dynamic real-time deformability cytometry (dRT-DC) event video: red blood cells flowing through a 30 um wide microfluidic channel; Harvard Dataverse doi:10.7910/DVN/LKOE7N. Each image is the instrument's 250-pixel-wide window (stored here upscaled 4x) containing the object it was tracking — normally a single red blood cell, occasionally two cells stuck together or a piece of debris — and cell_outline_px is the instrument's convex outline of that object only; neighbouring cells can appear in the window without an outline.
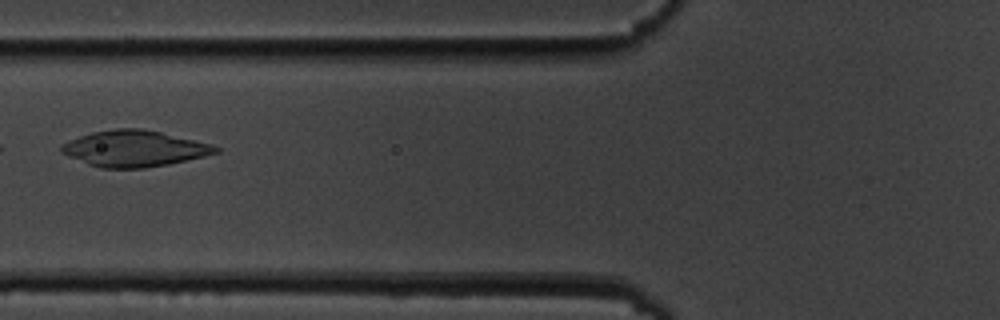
{"species": "common noctule bat (a hibernating species)", "species_latin": "Nyctalus noctula", "temperature_condition": "cold", "stored_images_in_passage": 6, "camera_frame_rate_fps": 3000, "um_per_image_px": 0.085, "animal": {"sex": "male", "body_mass_g": 19.5, "forearm_length_mm": 54.6}, "frame": {"image": 1, "passage_image": 6, "time_ms": 6.667, "image_size_px": [1000, 320], "cell_outline_px": [[220, 152], [204, 156], [168, 164], [144, 168], [100, 168], [88, 164], [68, 156], [60, 152], [60, 144], [68, 140], [92, 132], [116, 128], [140, 128], [160, 132], [212, 144], [220, 148]], "centroid_in_image_um": [11.39, 12.63], "position_along_channel_um": 114.4, "area_um2": 32.43}}